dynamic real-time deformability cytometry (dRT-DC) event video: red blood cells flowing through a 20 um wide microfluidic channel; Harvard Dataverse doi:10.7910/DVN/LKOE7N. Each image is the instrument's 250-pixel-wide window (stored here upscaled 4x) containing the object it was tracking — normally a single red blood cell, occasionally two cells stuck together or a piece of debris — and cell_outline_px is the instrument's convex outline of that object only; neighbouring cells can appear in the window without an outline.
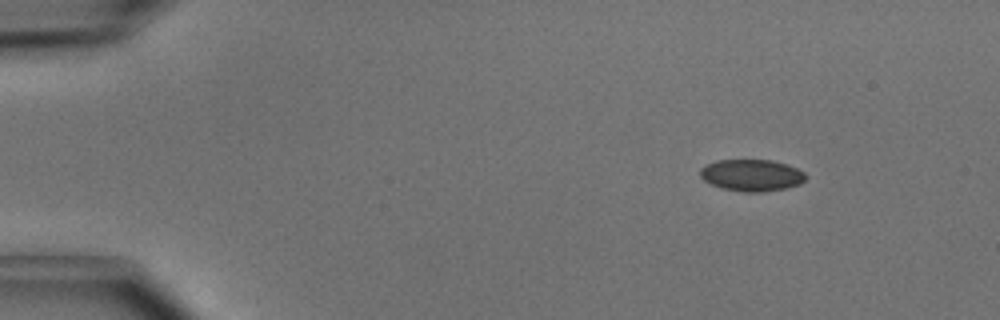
{"species": "common noctule bat (a hibernating species)", "species_latin": "Nyctalus noctula", "temperature_condition": "cold", "stored_images_in_passage": 45, "camera_frame_rate_fps": 3000, "um_per_image_px": 0.085, "animal": {"sex": "male", "body_mass_g": 15.6}, "frame": {"image": 1, "passage_image": 2, "time_ms": 0.333, "image_size_px": [1000, 320], "cell_outline_px": [[804, 180], [800, 184], [784, 188], [760, 192], [744, 192], [724, 188], [712, 184], [704, 180], [700, 176], [700, 168], [716, 160], [772, 160], [788, 164], [804, 172]], "centroid_in_image_um": [63.88, 14.88], "position_along_channel_um": 21.1, "area_um2": 19.31}}
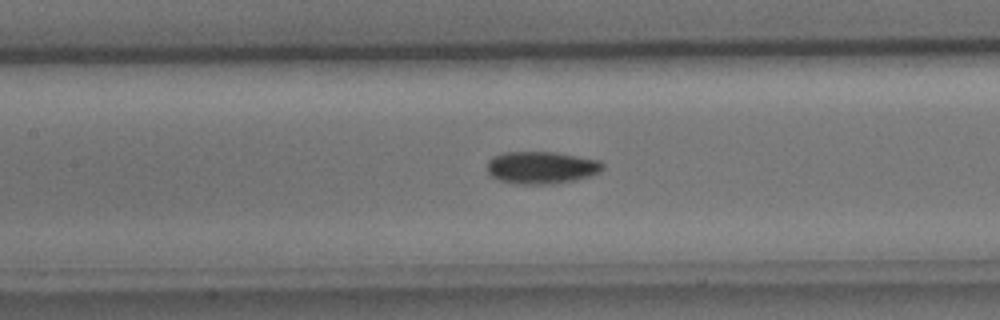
{"frame": {"image": 2, "passage_image": 19, "time_ms": 6.0, "image_size_px": [1000, 320], "cell_outline_px": [[604, 168], [600, 172], [588, 176], [572, 180], [552, 184], [516, 184], [500, 180], [492, 176], [488, 172], [488, 160], [492, 156], [504, 152], [556, 152], [600, 160], [604, 164]], "centroid_in_image_um": [46.02, 14.23], "position_along_channel_um": 161.4, "area_um2": 21.79}}
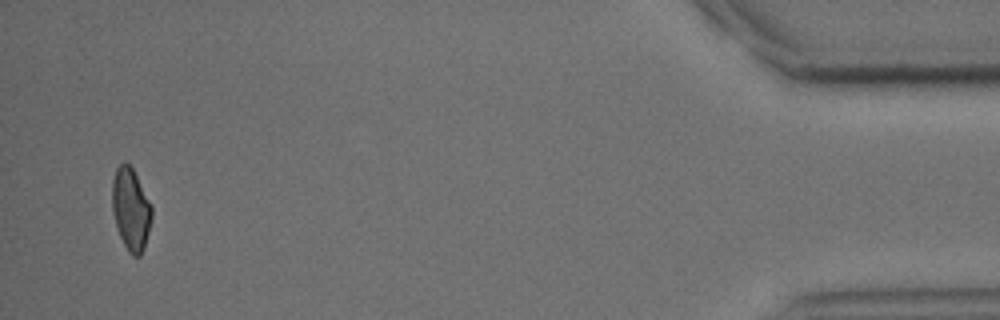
{"frame": {"image": 3, "passage_image": 44, "time_ms": 14.333, "image_size_px": [1000, 320], "cell_outline_px": [[152, 216], [144, 248], [140, 256], [132, 256], [128, 252], [120, 236], [112, 212], [112, 180], [116, 168], [124, 160], [132, 168], [152, 204]], "centroid_in_image_um": [11.12, 17.77], "position_along_channel_um": 424.1, "area_um2": 19.02}, "authors_computed_cell_mechanics": {"area_um2": 20.4034, "velocity_mm_per_s": 4.0687, "shape_relaxation_time_tau1_ms": 7.6024, "shape_relaxation_time_tau2_ms": null, "deformation_change_tau1": 0.1356, "deformation_change_tau2": null}}